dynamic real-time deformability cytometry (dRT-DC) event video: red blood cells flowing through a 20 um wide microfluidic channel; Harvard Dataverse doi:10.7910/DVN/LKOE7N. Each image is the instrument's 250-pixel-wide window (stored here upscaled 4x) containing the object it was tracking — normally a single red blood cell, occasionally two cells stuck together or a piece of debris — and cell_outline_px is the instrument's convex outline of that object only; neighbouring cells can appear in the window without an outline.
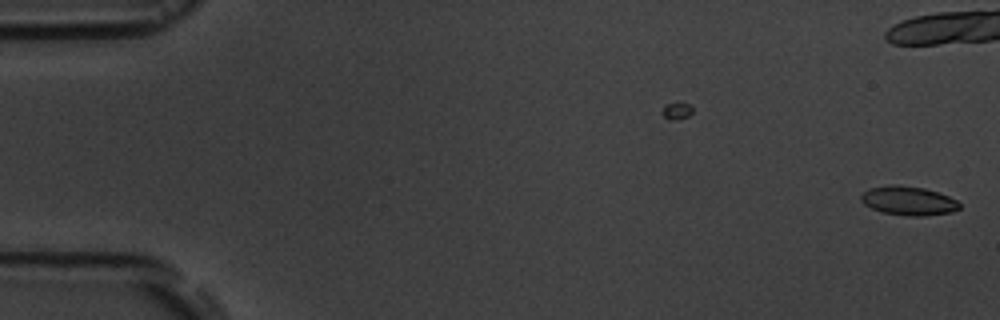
{"species": "common noctule bat (a hibernating species)", "species_latin": "Nyctalus noctula", "temperature_condition": "room temperature", "stored_images_in_passage": 18, "camera_frame_rate_fps": 3000, "um_per_image_px": 0.085, "animal": {"sex": "male", "body_mass_g": 19.5, "forearm_length_mm": 54.6}, "frame": {"image": 1, "passage_image": 1, "time_ms": 0.0, "image_size_px": [1000, 320], "cell_outline_px": [[960, 208], [952, 212], [924, 216], [912, 216], [884, 212], [872, 208], [864, 204], [860, 200], [860, 196], [868, 188], [892, 184], [924, 188], [948, 196], [956, 200], [960, 204]], "centroid_in_image_um": [77.21, 17.06], "position_along_channel_um": 7.8, "area_um2": 16.47}}